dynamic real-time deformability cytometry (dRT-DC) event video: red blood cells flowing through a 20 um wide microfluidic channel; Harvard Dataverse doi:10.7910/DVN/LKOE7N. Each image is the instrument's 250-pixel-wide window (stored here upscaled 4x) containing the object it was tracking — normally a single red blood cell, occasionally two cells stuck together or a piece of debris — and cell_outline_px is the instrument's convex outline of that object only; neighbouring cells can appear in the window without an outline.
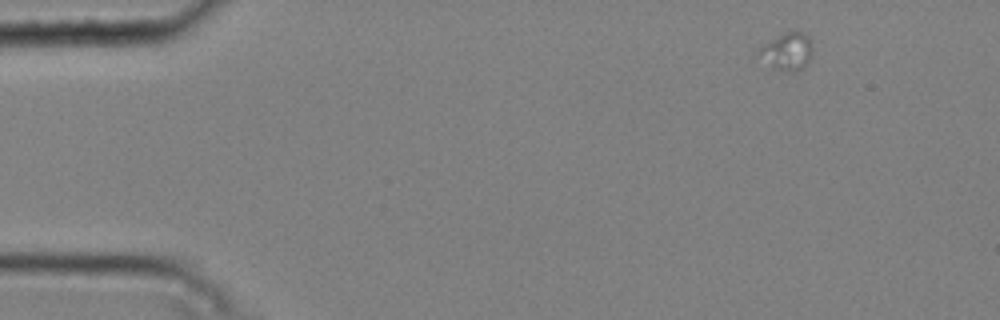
{"species": "common noctule bat (a hibernating species)", "species_latin": "Nyctalus noctula", "temperature_condition": "cold", "stored_images_in_passage": 5, "camera_frame_rate_fps": 3000, "um_per_image_px": 0.085, "animal": {"sex": "male", "body_mass_g": 20.4}, "frame": {"image": 1, "passage_image": 1, "time_ms": 0.0, "image_size_px": [1000, 320], "cell_outline_px": [[812, 56], [796, 72], [792, 72], [772, 68], [752, 60], [752, 56], [764, 44], [784, 32], [796, 28], [804, 32], [808, 36], [812, 44]], "centroid_in_image_um": [66.79, 4.37], "position_along_channel_um": 18.2, "area_um2": 12.54}}